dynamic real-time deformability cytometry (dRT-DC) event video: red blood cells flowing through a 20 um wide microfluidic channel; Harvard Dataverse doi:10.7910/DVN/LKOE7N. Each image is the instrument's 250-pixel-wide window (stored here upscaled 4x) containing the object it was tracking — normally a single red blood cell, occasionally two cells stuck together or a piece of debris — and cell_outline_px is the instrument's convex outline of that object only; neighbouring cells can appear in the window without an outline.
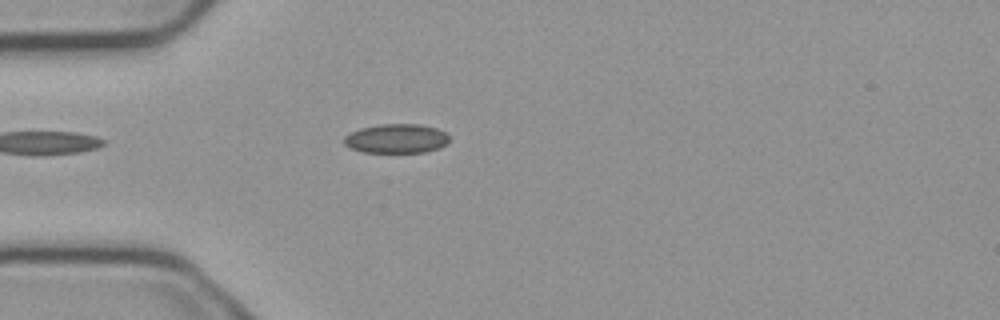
{"species": "common noctule bat (a hibernating species)", "species_latin": "Nyctalus noctula", "temperature_condition": "cold", "stored_images_in_passage": 33, "camera_frame_rate_fps": 3000, "um_per_image_px": 0.085, "animal": {"sex": "male", "body_mass_g": 23.1, "forearm_length_mm": 52.7}, "frame": {"image": 1, "passage_image": 1, "time_ms": 0.0, "image_size_px": [1000, 320], "cell_outline_px": [[448, 144], [440, 148], [424, 152], [364, 152], [352, 148], [344, 144], [344, 136], [360, 128], [380, 124], [420, 124], [436, 128], [444, 132], [448, 136]], "centroid_in_image_um": [33.71, 11.77], "position_along_channel_um": 51.3, "area_um2": 17.86}}
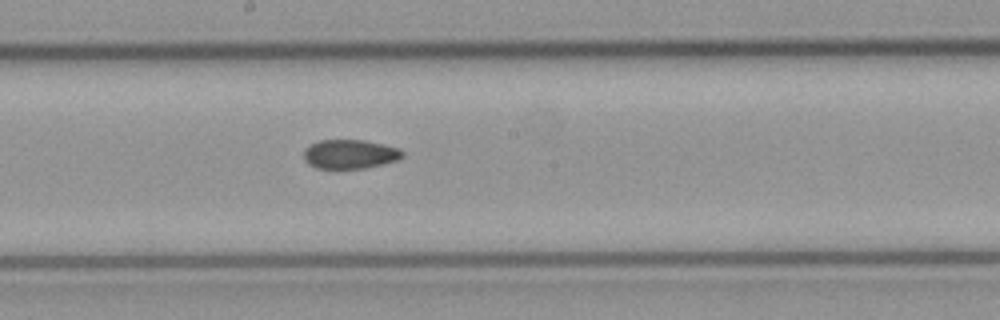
{"frame": {"image": 2, "passage_image": 15, "time_ms": 4.667, "image_size_px": [1000, 320], "cell_outline_px": [[404, 156], [396, 160], [364, 168], [316, 168], [308, 164], [304, 160], [304, 148], [320, 140], [364, 140], [384, 144], [400, 148], [404, 152]], "centroid_in_image_um": [29.74, 13.09], "position_along_channel_um": 218.5, "area_um2": 16.7}}
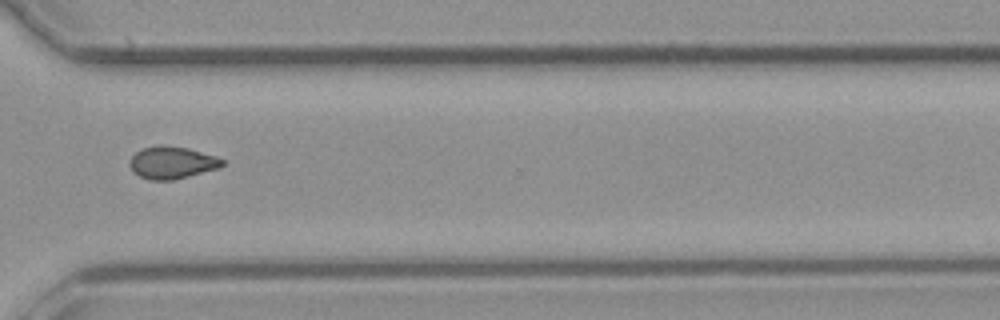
{"frame": {"image": 3, "passage_image": 26, "time_ms": 8.333, "image_size_px": [1000, 320], "cell_outline_px": [[224, 164], [220, 168], [172, 180], [148, 180], [132, 172], [128, 164], [132, 156], [136, 152], [144, 148], [160, 144], [164, 144], [188, 148], [216, 156], [224, 160]], "centroid_in_image_um": [14.6, 13.82], "position_along_channel_um": 356.0, "area_um2": 17.57}, "authors_computed_cell_mechanics": {"area_um2": 17.3978, "velocity_mm_per_s": 3.754, "shape_relaxation_time_tau1_ms": null, "shape_relaxation_time_tau2_ms": 2.6425, "deformation_change_tau1": null, "deformation_change_tau2": 0.0628}}